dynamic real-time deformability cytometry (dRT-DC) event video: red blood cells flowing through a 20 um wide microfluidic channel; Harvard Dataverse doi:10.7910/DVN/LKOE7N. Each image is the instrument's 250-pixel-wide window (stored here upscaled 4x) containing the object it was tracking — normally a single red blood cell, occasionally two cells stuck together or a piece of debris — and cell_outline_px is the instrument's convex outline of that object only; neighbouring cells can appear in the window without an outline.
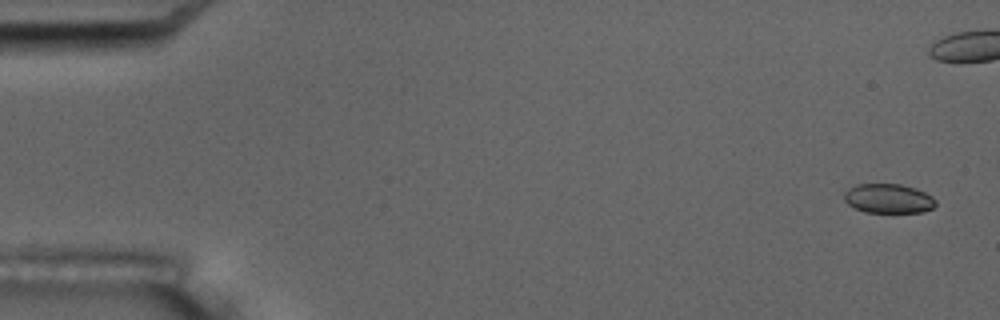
{"species": "common noctule bat (a hibernating species)", "species_latin": "Nyctalus noctula", "temperature_condition": "room temperature", "stored_images_in_passage": 7, "camera_frame_rate_fps": 3000, "um_per_image_px": 0.085, "animal": {"sex": "male", "body_mass_g": 17.5, "forearm_length_mm": 52.3}, "frame": {"image": 1, "passage_image": 1, "time_ms": 0.0, "image_size_px": [1000, 320], "cell_outline_px": [[936, 204], [932, 208], [924, 212], [864, 212], [848, 204], [844, 200], [844, 192], [848, 188], [856, 184], [900, 184], [916, 188], [932, 196], [936, 200]], "centroid_in_image_um": [75.51, 16.87], "position_along_channel_um": 9.5, "area_um2": 15.72}}